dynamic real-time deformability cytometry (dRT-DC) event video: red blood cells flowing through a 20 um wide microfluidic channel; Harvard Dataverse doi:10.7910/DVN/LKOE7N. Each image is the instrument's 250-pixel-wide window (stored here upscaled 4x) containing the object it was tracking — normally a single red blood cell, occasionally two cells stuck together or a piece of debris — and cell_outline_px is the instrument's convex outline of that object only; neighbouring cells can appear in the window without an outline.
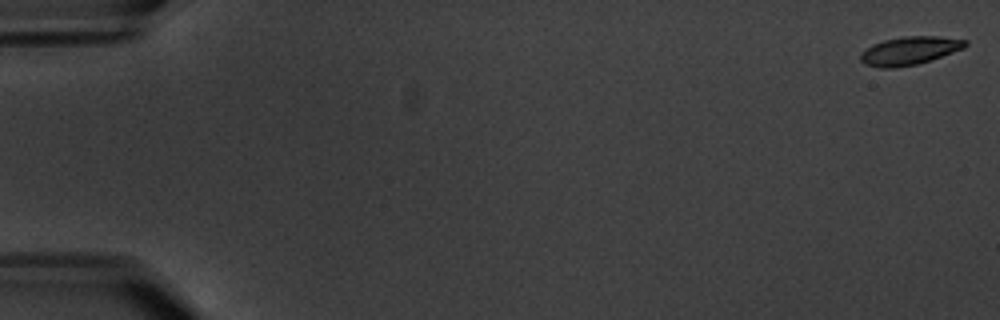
{"species": "common noctule bat (a hibernating species)", "species_latin": "Nyctalus noctula", "temperature_condition": "warm", "stored_images_in_passage": 12, "camera_frame_rate_fps": 3000, "um_per_image_px": 0.085, "animal": {"sex": "male", "body_mass_g": 20.1, "forearm_length_mm": 53.5}, "frame": {"image": 1, "passage_image": 1, "time_ms": 0.0, "image_size_px": [1000, 320], "cell_outline_px": [[968, 44], [964, 48], [916, 64], [892, 68], [880, 68], [868, 64], [860, 60], [860, 56], [872, 44], [884, 40], [904, 36], [940, 36], [968, 40]], "centroid_in_image_um": [77.34, 4.29], "position_along_channel_um": 7.7, "area_um2": 16.88}}
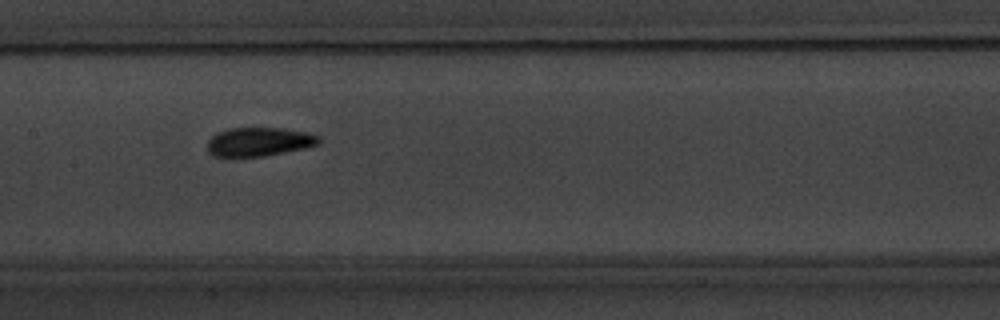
{"frame": {"image": 2, "passage_image": 9, "time_ms": 10.0, "image_size_px": [1000, 320], "cell_outline_px": [[320, 144], [304, 148], [264, 156], [212, 156], [208, 152], [208, 140], [216, 132], [228, 128], [284, 128], [304, 132], [316, 136], [320, 140]], "centroid_in_image_um": [21.98, 12.04], "position_along_channel_um": 185.4, "area_um2": 18.55}}
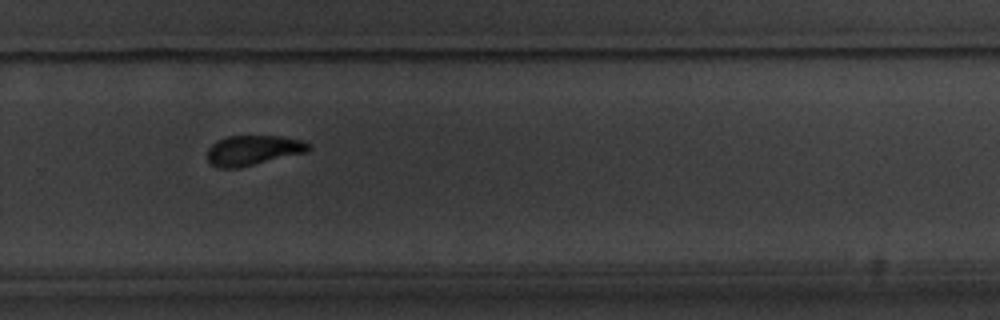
{"frame": {"image": 3, "passage_image": 12, "time_ms": 13.667, "image_size_px": [1000, 320], "cell_outline_px": [[312, 148], [308, 152], [240, 168], [220, 168], [212, 164], [208, 160], [208, 148], [216, 140], [228, 136], [280, 136], [300, 140], [312, 144]], "centroid_in_image_um": [21.55, 12.77], "position_along_channel_um": 308.3, "area_um2": 17.86}}